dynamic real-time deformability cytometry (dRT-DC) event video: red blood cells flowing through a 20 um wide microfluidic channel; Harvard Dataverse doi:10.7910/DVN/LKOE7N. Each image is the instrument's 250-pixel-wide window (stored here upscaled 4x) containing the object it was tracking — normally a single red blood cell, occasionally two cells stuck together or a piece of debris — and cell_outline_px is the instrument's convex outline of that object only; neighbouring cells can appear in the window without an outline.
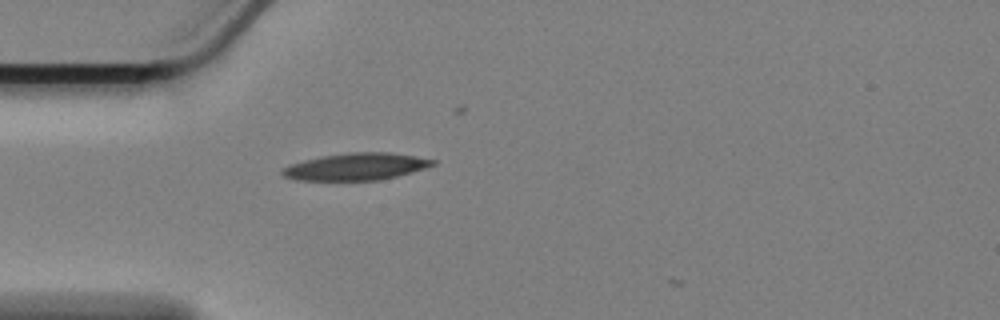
{"species": "Egyptian fruit bat (a non-hibernating species)", "species_latin": "Rousettus aegyptiacus", "temperature_condition": "cold", "stored_images_in_passage": 30, "camera_frame_rate_fps": 3000, "um_per_image_px": 0.085, "animal": {"sex": "female"}, "frame": {"image": 1, "passage_image": 1, "time_ms": 0.0, "image_size_px": [1000, 320], "cell_outline_px": [[436, 164], [396, 176], [376, 180], [296, 180], [284, 176], [280, 172], [280, 168], [288, 164], [320, 156], [348, 152], [388, 152], [416, 156], [436, 160]], "centroid_in_image_um": [30.19, 14.15], "position_along_channel_um": 54.8, "area_um2": 23.7}}
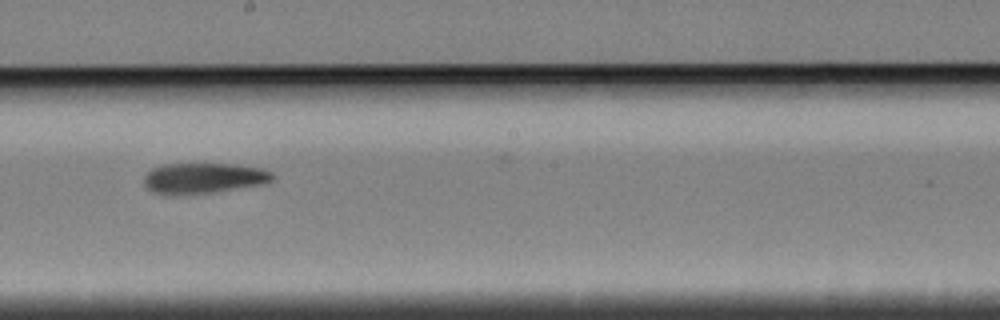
{"frame": {"image": 2, "passage_image": 17, "time_ms": 5.333, "image_size_px": [1000, 320], "cell_outline_px": [[276, 176], [272, 180], [264, 184], [208, 192], [156, 192], [148, 188], [144, 184], [144, 176], [152, 168], [160, 164], [236, 164], [264, 168], [272, 172]], "centroid_in_image_um": [17.39, 15.08], "position_along_channel_um": 230.8, "area_um2": 22.2}}
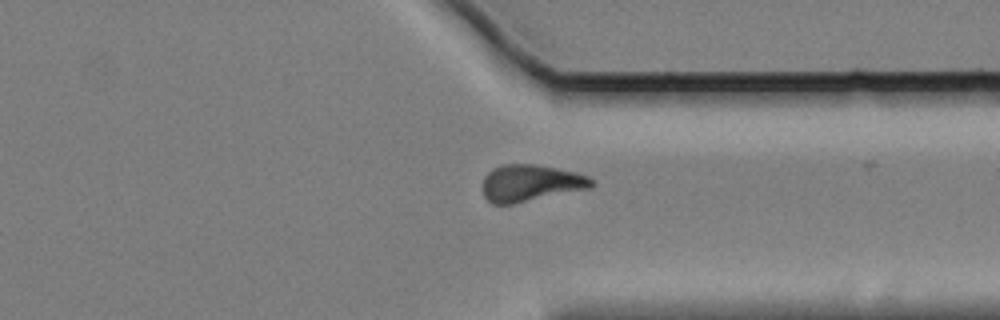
{"frame": {"image": 3, "passage_image": 29, "time_ms": 9.333, "image_size_px": [1000, 320], "cell_outline_px": [[596, 184], [588, 188], [512, 204], [496, 204], [488, 200], [484, 196], [484, 176], [492, 168], [500, 164], [536, 164], [576, 172], [588, 176], [596, 180]], "centroid_in_image_um": [45.12, 15.54], "position_along_channel_um": 366.3, "area_um2": 23.24}}